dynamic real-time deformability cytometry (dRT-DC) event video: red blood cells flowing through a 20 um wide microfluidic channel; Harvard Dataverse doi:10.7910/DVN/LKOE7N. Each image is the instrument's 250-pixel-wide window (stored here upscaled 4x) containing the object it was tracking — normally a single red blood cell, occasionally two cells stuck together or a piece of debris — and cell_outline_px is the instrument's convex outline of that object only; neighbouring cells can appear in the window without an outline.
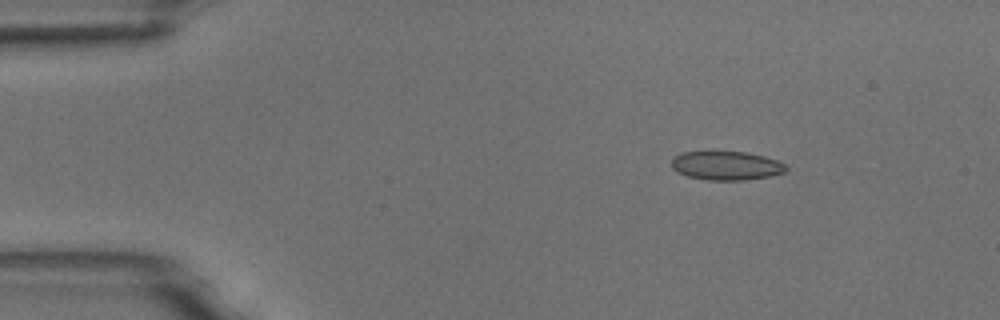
{"species": "common noctule bat (a hibernating species)", "species_latin": "Nyctalus noctula", "temperature_condition": "room temperature", "stored_images_in_passage": 5, "camera_frame_rate_fps": 3000, "um_per_image_px": 0.085, "animal": {"sex": "male", "body_mass_g": 18.8}, "frame": {"image": 1, "passage_image": 2, "time_ms": 1.0, "image_size_px": [1000, 320], "cell_outline_px": [[788, 168], [784, 172], [768, 176], [744, 180], [708, 180], [688, 176], [676, 172], [672, 168], [672, 156], [680, 152], [712, 148], [748, 152], [764, 156], [776, 160], [784, 164]], "centroid_in_image_um": [61.64, 14.01], "position_along_channel_um": 23.4, "area_um2": 20.17}}
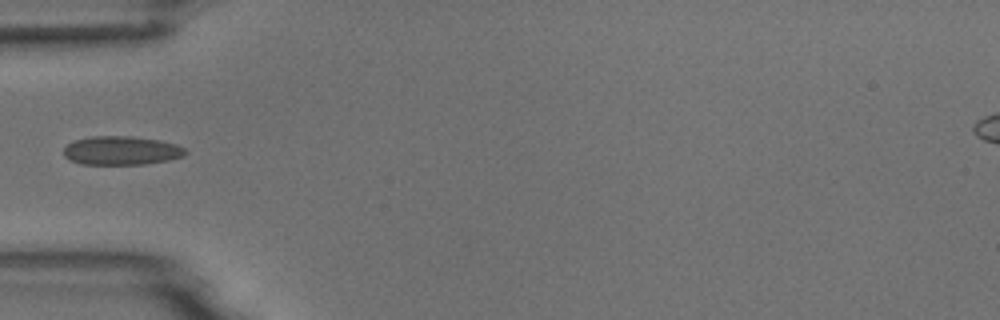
{"frame": {"image": 2, "passage_image": 5, "time_ms": 4.333, "image_size_px": [1000, 320], "cell_outline_px": [[188, 152], [184, 156], [168, 160], [144, 164], [80, 164], [64, 156], [64, 148], [68, 144], [76, 140], [92, 136], [132, 136], [160, 140], [176, 144], [184, 148]], "centroid_in_image_um": [10.35, 12.79], "position_along_channel_um": 74.7, "area_um2": 20.35}}